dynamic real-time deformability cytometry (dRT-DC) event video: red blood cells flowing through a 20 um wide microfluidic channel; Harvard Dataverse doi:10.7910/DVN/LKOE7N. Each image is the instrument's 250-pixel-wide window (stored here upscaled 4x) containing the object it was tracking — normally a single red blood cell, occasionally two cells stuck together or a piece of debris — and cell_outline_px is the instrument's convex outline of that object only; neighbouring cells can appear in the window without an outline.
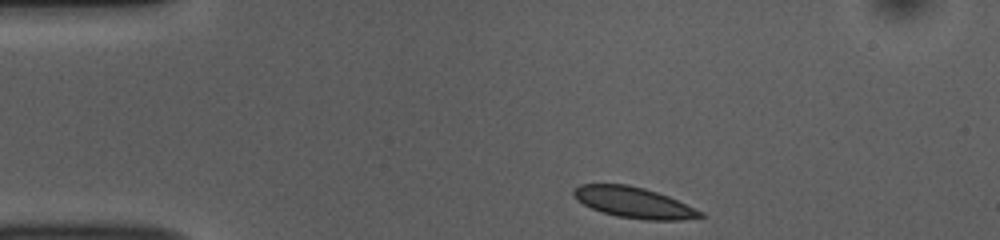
{"species": "common noctule bat (a hibernating species)", "species_latin": "Nyctalus noctula", "temperature_condition": "room temperature", "stored_images_in_passage": 44, "camera_frame_rate_fps": 3000, "um_per_image_px": 0.085, "animal": {"sex": "female", "body_mass_g": 10.0, "forearm_length_mm": 53.1}, "frame": {"image": 1, "passage_image": 1, "time_ms": 0.0, "image_size_px": [1000, 240], "cell_outline_px": [[708, 216], [680, 220], [644, 220], [616, 216], [600, 212], [584, 204], [572, 192], [572, 188], [580, 184], [628, 184], [644, 188], [668, 196], [704, 212]], "centroid_in_image_um": [53.9, 17.22], "position_along_channel_um": 31.1, "area_um2": 22.77}}
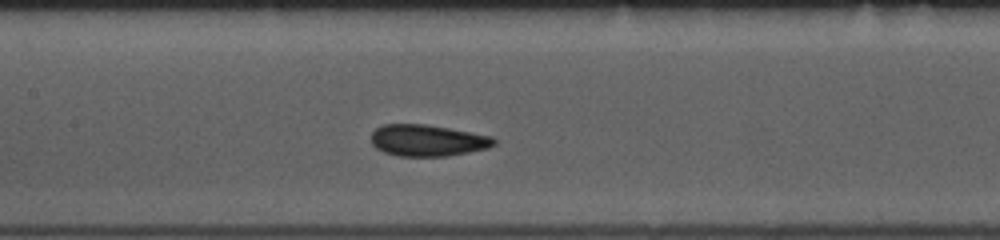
{"frame": {"image": 2, "passage_image": 16, "time_ms": 5.0, "image_size_px": [1000, 240], "cell_outline_px": [[496, 144], [488, 148], [448, 156], [400, 156], [384, 152], [376, 148], [372, 144], [372, 132], [380, 124], [424, 124], [448, 128], [492, 136], [496, 140]], "centroid_in_image_um": [36.33, 11.93], "position_along_channel_um": 171.1, "area_um2": 22.54}}
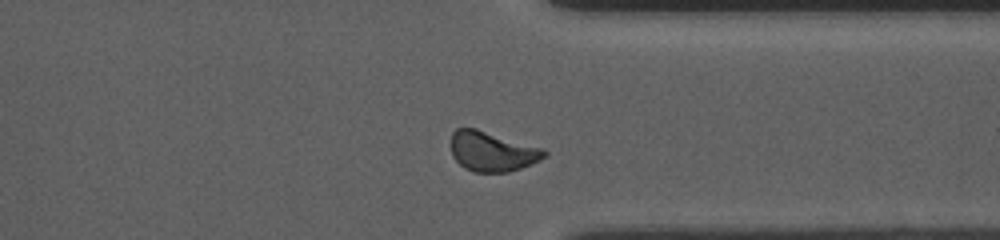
{"frame": {"image": 3, "passage_image": 32, "time_ms": 10.333, "image_size_px": [1000, 240], "cell_outline_px": [[548, 156], [532, 164], [508, 172], [472, 172], [464, 168], [452, 156], [452, 132], [456, 128], [476, 128], [544, 148], [548, 152]], "centroid_in_image_um": [41.86, 12.87], "position_along_channel_um": 369.5, "area_um2": 21.85}, "authors_computed_cell_mechanics": {"area_um2": 22.0218, "velocity_mm_per_s": 3.7468, "shape_relaxation_time_tau1_ms": 2.2218, "shape_relaxation_time_tau2_ms": null, "deformation_change_tau1": 0.0771, "deformation_change_tau2": null}}